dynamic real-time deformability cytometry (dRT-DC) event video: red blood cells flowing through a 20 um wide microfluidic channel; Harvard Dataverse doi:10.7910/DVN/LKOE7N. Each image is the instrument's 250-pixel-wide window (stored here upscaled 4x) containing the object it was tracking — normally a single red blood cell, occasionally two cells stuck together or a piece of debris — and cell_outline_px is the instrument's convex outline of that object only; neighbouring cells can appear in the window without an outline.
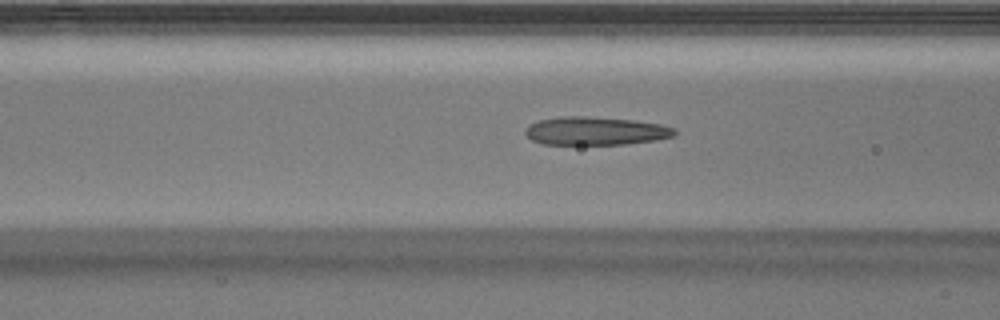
{"species": "Egyptian fruit bat (a non-hibernating species)", "species_latin": "Rousettus aegyptiacus", "temperature_condition": "warm", "stored_images_in_passage": 23, "camera_frame_rate_fps": 3000, "um_per_image_px": 0.085, "animal": {"sex": "male"}, "frame": {"image": 1, "passage_image": 20, "time_ms": 6.333, "image_size_px": [1000, 320], "cell_outline_px": [[676, 136], [656, 140], [624, 144], [544, 144], [532, 140], [524, 132], [524, 128], [528, 124], [540, 120], [560, 116], [584, 116], [632, 120], [660, 124], [676, 128]], "centroid_in_image_um": [50.62, 11.13], "position_along_channel_um": 116.0, "area_um2": 24.62}}
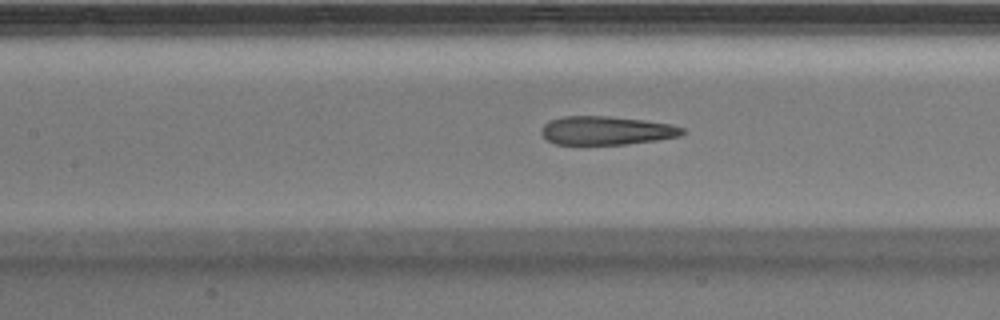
{"frame": {"image": 2, "passage_image": 23, "time_ms": 7.333, "image_size_px": [1000, 320], "cell_outline_px": [[684, 132], [680, 136], [656, 140], [624, 144], [556, 144], [548, 140], [540, 132], [544, 124], [548, 120], [564, 116], [608, 116], [644, 120], [672, 124], [684, 128]], "centroid_in_image_um": [51.54, 11.08], "position_along_channel_um": 155.9, "area_um2": 23.41}}